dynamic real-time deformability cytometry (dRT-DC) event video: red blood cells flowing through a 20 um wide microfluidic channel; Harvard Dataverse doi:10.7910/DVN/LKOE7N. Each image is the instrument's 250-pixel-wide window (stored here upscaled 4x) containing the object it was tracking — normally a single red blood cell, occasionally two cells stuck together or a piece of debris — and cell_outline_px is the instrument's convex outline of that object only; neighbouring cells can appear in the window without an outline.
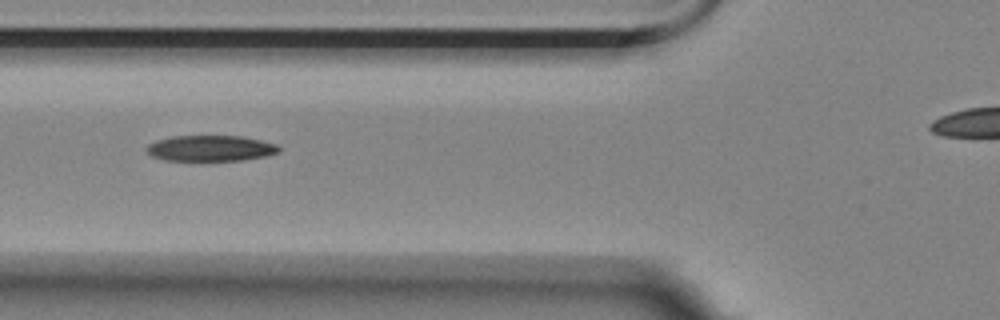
{"species": "Egyptian fruit bat (a non-hibernating species)", "species_latin": "Rousettus aegyptiacus", "temperature_condition": "room temperature", "stored_images_in_passage": 4, "camera_frame_rate_fps": 3000, "um_per_image_px": 0.085, "animal": {"sex": "female"}, "frame": {"image": 1, "passage_image": 4, "time_ms": 1.0, "image_size_px": [1000, 320], "cell_outline_px": [[280, 152], [264, 156], [240, 160], [164, 160], [152, 156], [144, 152], [144, 148], [148, 144], [156, 140], [172, 136], [244, 136], [276, 144], [280, 148]], "centroid_in_image_um": [17.84, 12.59], "position_along_channel_um": 108.0, "area_um2": 19.94}}